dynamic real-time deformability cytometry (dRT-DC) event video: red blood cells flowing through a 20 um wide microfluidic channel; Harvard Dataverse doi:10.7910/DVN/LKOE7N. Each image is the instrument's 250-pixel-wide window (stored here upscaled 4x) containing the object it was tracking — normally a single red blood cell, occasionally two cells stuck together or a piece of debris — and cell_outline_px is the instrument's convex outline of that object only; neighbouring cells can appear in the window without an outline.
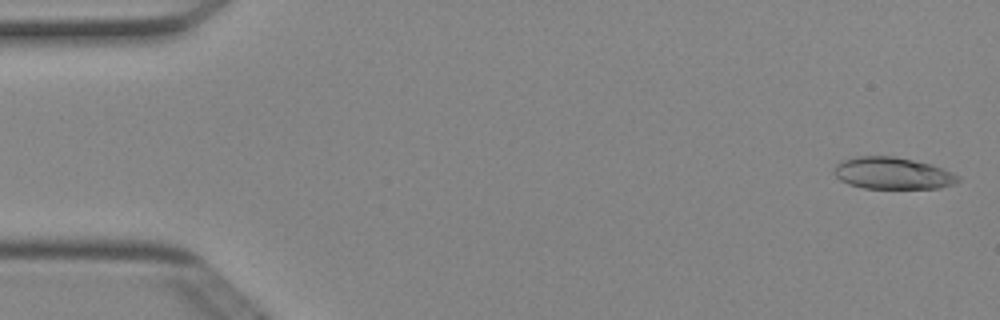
{"species": "Egyptian fruit bat (a non-hibernating species)", "species_latin": "Rousettus aegyptiacus", "temperature_condition": "cold", "stored_images_in_passage": 49, "camera_frame_rate_fps": 3000, "um_per_image_px": 0.085, "animal": {"sex": "female"}, "frame": {"image": 1, "passage_image": 1, "time_ms": 0.0, "image_size_px": [1000, 320], "cell_outline_px": [[960, 180], [952, 184], [940, 188], [864, 188], [848, 184], [840, 180], [832, 172], [836, 164], [840, 160], [856, 156], [892, 156], [932, 164], [944, 168], [960, 176]], "centroid_in_image_um": [75.85, 14.72], "position_along_channel_um": 9.1, "area_um2": 23.18}}
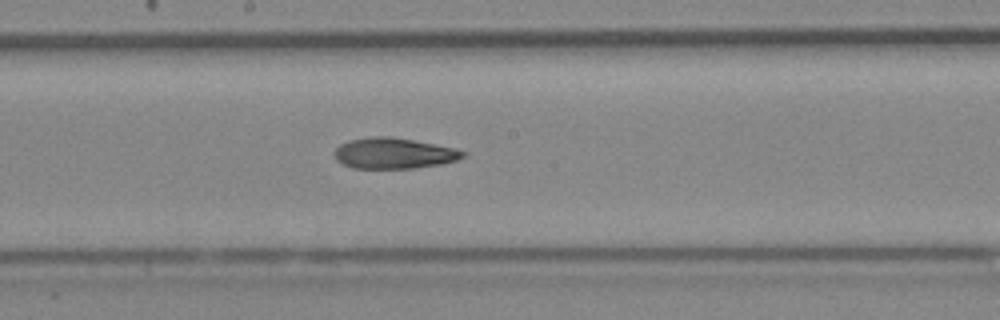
{"frame": {"image": 2, "passage_image": 26, "time_ms": 8.333, "image_size_px": [1000, 320], "cell_outline_px": [[468, 152], [464, 156], [456, 160], [440, 164], [416, 168], [352, 168], [336, 160], [336, 148], [340, 144], [348, 140], [372, 136], [392, 136], [452, 148]], "centroid_in_image_um": [33.45, 13.03], "position_along_channel_um": 214.7, "area_um2": 22.83}}
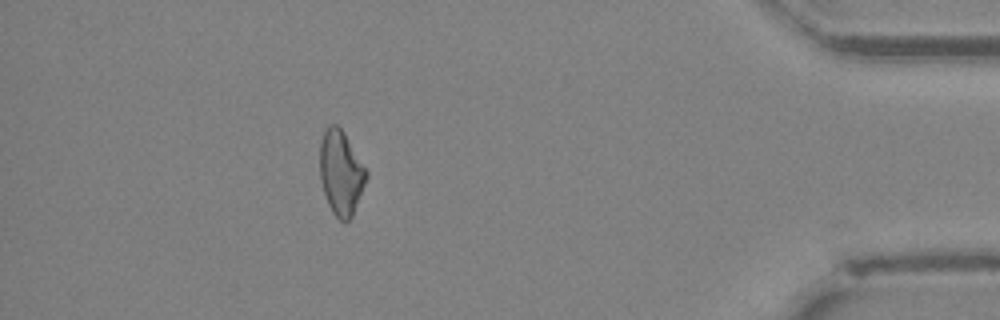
{"frame": {"image": 3, "passage_image": 44, "time_ms": 14.333, "image_size_px": [1000, 320], "cell_outline_px": [[368, 176], [352, 216], [348, 220], [340, 220], [332, 212], [328, 204], [320, 180], [320, 140], [328, 124], [336, 124], [344, 132], [368, 172]], "centroid_in_image_um": [28.97, 14.66], "position_along_channel_um": 406.2, "area_um2": 22.72}, "authors_computed_cell_mechanics": {"area_um2": 23.2356, "velocity_mm_per_s": 4.0187, "shape_relaxation_time_tau1_ms": null, "shape_relaxation_time_tau2_ms": 7.3787, "deformation_change_tau1": null, "deformation_change_tau2": 0.191}}